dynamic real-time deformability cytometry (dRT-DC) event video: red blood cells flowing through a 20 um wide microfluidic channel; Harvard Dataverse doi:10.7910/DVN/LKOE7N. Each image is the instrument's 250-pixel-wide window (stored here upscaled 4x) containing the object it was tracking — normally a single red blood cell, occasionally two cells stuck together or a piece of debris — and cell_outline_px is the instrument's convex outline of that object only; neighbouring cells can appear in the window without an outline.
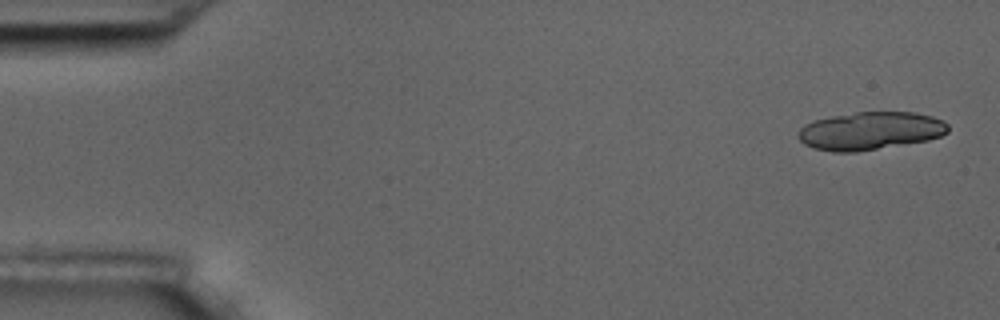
{"species": "common noctule bat (a hibernating species)", "species_latin": "Nyctalus noctula", "temperature_condition": "room temperature", "stored_images_in_passage": 6, "segment_of_instrument_passage": [1, 2], "camera_frame_rate_fps": 3000, "um_per_image_px": 0.085, "animal": {"sex": "male", "body_mass_g": 17.5, "forearm_length_mm": 52.3}, "frame": {"image": 1, "passage_image": 1, "time_ms": 0.0, "image_size_px": [1000, 320], "cell_outline_px": [[948, 132], [940, 136], [928, 140], [856, 152], [832, 152], [816, 148], [804, 144], [796, 136], [800, 128], [804, 124], [812, 120], [832, 116], [856, 112], [916, 112], [932, 116], [944, 120], [948, 124]], "centroid_in_image_um": [73.96, 11.11], "position_along_channel_um": 11.0, "area_um2": 33.29}}